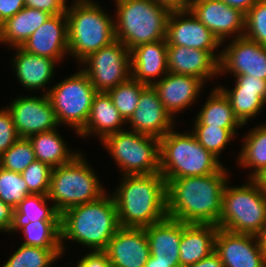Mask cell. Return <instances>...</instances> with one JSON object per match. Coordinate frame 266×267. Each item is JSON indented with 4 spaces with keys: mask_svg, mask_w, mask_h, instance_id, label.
<instances>
[{
    "mask_svg": "<svg viewBox=\"0 0 266 267\" xmlns=\"http://www.w3.org/2000/svg\"><path fill=\"white\" fill-rule=\"evenodd\" d=\"M227 169L194 177L171 179L167 182V216L186 224L219 222L223 190L228 182Z\"/></svg>",
    "mask_w": 266,
    "mask_h": 267,
    "instance_id": "6da1fadb",
    "label": "cell"
},
{
    "mask_svg": "<svg viewBox=\"0 0 266 267\" xmlns=\"http://www.w3.org/2000/svg\"><path fill=\"white\" fill-rule=\"evenodd\" d=\"M113 193L120 227L146 228L167 216V182L161 173L123 175Z\"/></svg>",
    "mask_w": 266,
    "mask_h": 267,
    "instance_id": "7a4b0ae2",
    "label": "cell"
},
{
    "mask_svg": "<svg viewBox=\"0 0 266 267\" xmlns=\"http://www.w3.org/2000/svg\"><path fill=\"white\" fill-rule=\"evenodd\" d=\"M71 207L61 214V248L65 251L64 240H73L91 251H104L110 239L120 228L118 213L111 194Z\"/></svg>",
    "mask_w": 266,
    "mask_h": 267,
    "instance_id": "3957f363",
    "label": "cell"
},
{
    "mask_svg": "<svg viewBox=\"0 0 266 267\" xmlns=\"http://www.w3.org/2000/svg\"><path fill=\"white\" fill-rule=\"evenodd\" d=\"M65 14L68 54L75 56L80 64L90 54L116 40L115 21L93 0H74Z\"/></svg>",
    "mask_w": 266,
    "mask_h": 267,
    "instance_id": "277c9868",
    "label": "cell"
},
{
    "mask_svg": "<svg viewBox=\"0 0 266 267\" xmlns=\"http://www.w3.org/2000/svg\"><path fill=\"white\" fill-rule=\"evenodd\" d=\"M116 40L130 51L140 45L166 39L171 9L153 0H115Z\"/></svg>",
    "mask_w": 266,
    "mask_h": 267,
    "instance_id": "5b68a950",
    "label": "cell"
},
{
    "mask_svg": "<svg viewBox=\"0 0 266 267\" xmlns=\"http://www.w3.org/2000/svg\"><path fill=\"white\" fill-rule=\"evenodd\" d=\"M160 173L171 179L203 176L219 172L223 165L206 150L194 134L170 130L160 139Z\"/></svg>",
    "mask_w": 266,
    "mask_h": 267,
    "instance_id": "8992f818",
    "label": "cell"
},
{
    "mask_svg": "<svg viewBox=\"0 0 266 267\" xmlns=\"http://www.w3.org/2000/svg\"><path fill=\"white\" fill-rule=\"evenodd\" d=\"M266 223V191L256 179L240 187L226 183L222 212L217 226L235 232L258 235Z\"/></svg>",
    "mask_w": 266,
    "mask_h": 267,
    "instance_id": "52a82bcc",
    "label": "cell"
},
{
    "mask_svg": "<svg viewBox=\"0 0 266 267\" xmlns=\"http://www.w3.org/2000/svg\"><path fill=\"white\" fill-rule=\"evenodd\" d=\"M105 194L101 182L81 152L69 163L52 169L48 199L54 202L60 214Z\"/></svg>",
    "mask_w": 266,
    "mask_h": 267,
    "instance_id": "ba28073f",
    "label": "cell"
},
{
    "mask_svg": "<svg viewBox=\"0 0 266 267\" xmlns=\"http://www.w3.org/2000/svg\"><path fill=\"white\" fill-rule=\"evenodd\" d=\"M103 145L123 175H150L160 172V139L123 130L108 135Z\"/></svg>",
    "mask_w": 266,
    "mask_h": 267,
    "instance_id": "9c48e42d",
    "label": "cell"
},
{
    "mask_svg": "<svg viewBox=\"0 0 266 267\" xmlns=\"http://www.w3.org/2000/svg\"><path fill=\"white\" fill-rule=\"evenodd\" d=\"M43 91L55 111L58 124L69 125L78 134L87 123L93 98L97 93L88 75L81 69L54 84L47 92Z\"/></svg>",
    "mask_w": 266,
    "mask_h": 267,
    "instance_id": "30bf717a",
    "label": "cell"
},
{
    "mask_svg": "<svg viewBox=\"0 0 266 267\" xmlns=\"http://www.w3.org/2000/svg\"><path fill=\"white\" fill-rule=\"evenodd\" d=\"M82 70L97 92H107L132 77L130 50L118 40L90 54Z\"/></svg>",
    "mask_w": 266,
    "mask_h": 267,
    "instance_id": "8fae6325",
    "label": "cell"
},
{
    "mask_svg": "<svg viewBox=\"0 0 266 267\" xmlns=\"http://www.w3.org/2000/svg\"><path fill=\"white\" fill-rule=\"evenodd\" d=\"M8 106L6 107L20 138H28L37 133L57 129L59 126L46 93L42 94V97H18Z\"/></svg>",
    "mask_w": 266,
    "mask_h": 267,
    "instance_id": "7c38bea8",
    "label": "cell"
},
{
    "mask_svg": "<svg viewBox=\"0 0 266 267\" xmlns=\"http://www.w3.org/2000/svg\"><path fill=\"white\" fill-rule=\"evenodd\" d=\"M214 251L220 256L224 267H266V255L258 235L218 228Z\"/></svg>",
    "mask_w": 266,
    "mask_h": 267,
    "instance_id": "4fadbf2b",
    "label": "cell"
},
{
    "mask_svg": "<svg viewBox=\"0 0 266 267\" xmlns=\"http://www.w3.org/2000/svg\"><path fill=\"white\" fill-rule=\"evenodd\" d=\"M189 10L224 44V40L235 35L242 37L245 31V14L220 0H190Z\"/></svg>",
    "mask_w": 266,
    "mask_h": 267,
    "instance_id": "5bb4252c",
    "label": "cell"
},
{
    "mask_svg": "<svg viewBox=\"0 0 266 267\" xmlns=\"http://www.w3.org/2000/svg\"><path fill=\"white\" fill-rule=\"evenodd\" d=\"M219 54V74L229 71L233 76L251 75L266 80V46L242 36L232 39Z\"/></svg>",
    "mask_w": 266,
    "mask_h": 267,
    "instance_id": "9a60e30c",
    "label": "cell"
},
{
    "mask_svg": "<svg viewBox=\"0 0 266 267\" xmlns=\"http://www.w3.org/2000/svg\"><path fill=\"white\" fill-rule=\"evenodd\" d=\"M188 16V17H187ZM167 45L215 50L222 43L189 10H172L167 22Z\"/></svg>",
    "mask_w": 266,
    "mask_h": 267,
    "instance_id": "2e32d148",
    "label": "cell"
},
{
    "mask_svg": "<svg viewBox=\"0 0 266 267\" xmlns=\"http://www.w3.org/2000/svg\"><path fill=\"white\" fill-rule=\"evenodd\" d=\"M174 122L153 86H147L141 92L135 112L126 121L131 124V131L159 139L173 129Z\"/></svg>",
    "mask_w": 266,
    "mask_h": 267,
    "instance_id": "e0dca14e",
    "label": "cell"
},
{
    "mask_svg": "<svg viewBox=\"0 0 266 267\" xmlns=\"http://www.w3.org/2000/svg\"><path fill=\"white\" fill-rule=\"evenodd\" d=\"M104 252L112 267H144L151 255L145 228L120 227Z\"/></svg>",
    "mask_w": 266,
    "mask_h": 267,
    "instance_id": "ac0fdd59",
    "label": "cell"
},
{
    "mask_svg": "<svg viewBox=\"0 0 266 267\" xmlns=\"http://www.w3.org/2000/svg\"><path fill=\"white\" fill-rule=\"evenodd\" d=\"M21 48L28 53L56 60L58 63L62 61L69 53L66 14L51 15Z\"/></svg>",
    "mask_w": 266,
    "mask_h": 267,
    "instance_id": "d6986e66",
    "label": "cell"
},
{
    "mask_svg": "<svg viewBox=\"0 0 266 267\" xmlns=\"http://www.w3.org/2000/svg\"><path fill=\"white\" fill-rule=\"evenodd\" d=\"M220 57L213 50L168 45L167 68L168 72L195 76L205 82L219 74Z\"/></svg>",
    "mask_w": 266,
    "mask_h": 267,
    "instance_id": "ffe728a7",
    "label": "cell"
},
{
    "mask_svg": "<svg viewBox=\"0 0 266 267\" xmlns=\"http://www.w3.org/2000/svg\"><path fill=\"white\" fill-rule=\"evenodd\" d=\"M203 85L204 82L195 76L168 72L160 80H154L152 86L165 109L175 117V113L188 108L196 101Z\"/></svg>",
    "mask_w": 266,
    "mask_h": 267,
    "instance_id": "44dd1931",
    "label": "cell"
},
{
    "mask_svg": "<svg viewBox=\"0 0 266 267\" xmlns=\"http://www.w3.org/2000/svg\"><path fill=\"white\" fill-rule=\"evenodd\" d=\"M167 40L143 44L130 51L132 78L152 86L154 78L168 73Z\"/></svg>",
    "mask_w": 266,
    "mask_h": 267,
    "instance_id": "7402d4cb",
    "label": "cell"
},
{
    "mask_svg": "<svg viewBox=\"0 0 266 267\" xmlns=\"http://www.w3.org/2000/svg\"><path fill=\"white\" fill-rule=\"evenodd\" d=\"M218 228L213 224L182 222V238L179 245L180 267L197 263L214 251Z\"/></svg>",
    "mask_w": 266,
    "mask_h": 267,
    "instance_id": "603a6c76",
    "label": "cell"
},
{
    "mask_svg": "<svg viewBox=\"0 0 266 267\" xmlns=\"http://www.w3.org/2000/svg\"><path fill=\"white\" fill-rule=\"evenodd\" d=\"M151 256L162 263H180L182 222L167 217L145 228Z\"/></svg>",
    "mask_w": 266,
    "mask_h": 267,
    "instance_id": "cb8c5ba5",
    "label": "cell"
},
{
    "mask_svg": "<svg viewBox=\"0 0 266 267\" xmlns=\"http://www.w3.org/2000/svg\"><path fill=\"white\" fill-rule=\"evenodd\" d=\"M14 48L16 53L12 65L20 84L28 90L45 89V85L53 79L55 64L58 62L28 53L21 47Z\"/></svg>",
    "mask_w": 266,
    "mask_h": 267,
    "instance_id": "d4e9b609",
    "label": "cell"
},
{
    "mask_svg": "<svg viewBox=\"0 0 266 267\" xmlns=\"http://www.w3.org/2000/svg\"><path fill=\"white\" fill-rule=\"evenodd\" d=\"M125 120L112 103L107 92H97L93 98L90 114L85 127L78 136H88L92 133L103 141L108 135L123 131Z\"/></svg>",
    "mask_w": 266,
    "mask_h": 267,
    "instance_id": "484cf974",
    "label": "cell"
},
{
    "mask_svg": "<svg viewBox=\"0 0 266 267\" xmlns=\"http://www.w3.org/2000/svg\"><path fill=\"white\" fill-rule=\"evenodd\" d=\"M50 16L46 11L24 7L0 25V43L21 47Z\"/></svg>",
    "mask_w": 266,
    "mask_h": 267,
    "instance_id": "4316f807",
    "label": "cell"
},
{
    "mask_svg": "<svg viewBox=\"0 0 266 267\" xmlns=\"http://www.w3.org/2000/svg\"><path fill=\"white\" fill-rule=\"evenodd\" d=\"M58 129L37 133L28 137L32 144L35 158L52 168L72 161L79 153L69 151Z\"/></svg>",
    "mask_w": 266,
    "mask_h": 267,
    "instance_id": "83f0119b",
    "label": "cell"
},
{
    "mask_svg": "<svg viewBox=\"0 0 266 267\" xmlns=\"http://www.w3.org/2000/svg\"><path fill=\"white\" fill-rule=\"evenodd\" d=\"M200 112L197 113L193 125L217 126L221 128H237L244 126L234 115L229 99L217 87H214Z\"/></svg>",
    "mask_w": 266,
    "mask_h": 267,
    "instance_id": "f1b7e54d",
    "label": "cell"
},
{
    "mask_svg": "<svg viewBox=\"0 0 266 267\" xmlns=\"http://www.w3.org/2000/svg\"><path fill=\"white\" fill-rule=\"evenodd\" d=\"M48 195H27L14 209L9 232H17L29 222L37 220H60L61 214L54 205L47 206Z\"/></svg>",
    "mask_w": 266,
    "mask_h": 267,
    "instance_id": "f546056e",
    "label": "cell"
},
{
    "mask_svg": "<svg viewBox=\"0 0 266 267\" xmlns=\"http://www.w3.org/2000/svg\"><path fill=\"white\" fill-rule=\"evenodd\" d=\"M239 165L252 168L249 179H256L266 170V124L253 128L244 137Z\"/></svg>",
    "mask_w": 266,
    "mask_h": 267,
    "instance_id": "4dcf8cb0",
    "label": "cell"
},
{
    "mask_svg": "<svg viewBox=\"0 0 266 267\" xmlns=\"http://www.w3.org/2000/svg\"><path fill=\"white\" fill-rule=\"evenodd\" d=\"M24 233L26 246L61 248L60 220H37L20 229Z\"/></svg>",
    "mask_w": 266,
    "mask_h": 267,
    "instance_id": "1f68e13d",
    "label": "cell"
},
{
    "mask_svg": "<svg viewBox=\"0 0 266 267\" xmlns=\"http://www.w3.org/2000/svg\"><path fill=\"white\" fill-rule=\"evenodd\" d=\"M62 255V248H41L22 244L3 267H51Z\"/></svg>",
    "mask_w": 266,
    "mask_h": 267,
    "instance_id": "d6a6232c",
    "label": "cell"
},
{
    "mask_svg": "<svg viewBox=\"0 0 266 267\" xmlns=\"http://www.w3.org/2000/svg\"><path fill=\"white\" fill-rule=\"evenodd\" d=\"M229 99L234 115L245 125L262 110L265 102L259 97V90L226 89L217 86Z\"/></svg>",
    "mask_w": 266,
    "mask_h": 267,
    "instance_id": "836d02e7",
    "label": "cell"
},
{
    "mask_svg": "<svg viewBox=\"0 0 266 267\" xmlns=\"http://www.w3.org/2000/svg\"><path fill=\"white\" fill-rule=\"evenodd\" d=\"M147 86L131 77L129 80L107 91L112 103L125 121L135 112L140 94Z\"/></svg>",
    "mask_w": 266,
    "mask_h": 267,
    "instance_id": "e575fe53",
    "label": "cell"
},
{
    "mask_svg": "<svg viewBox=\"0 0 266 267\" xmlns=\"http://www.w3.org/2000/svg\"><path fill=\"white\" fill-rule=\"evenodd\" d=\"M237 128H221L217 126L194 125L192 133L197 141L214 156L219 158L221 151L234 138Z\"/></svg>",
    "mask_w": 266,
    "mask_h": 267,
    "instance_id": "d590c367",
    "label": "cell"
},
{
    "mask_svg": "<svg viewBox=\"0 0 266 267\" xmlns=\"http://www.w3.org/2000/svg\"><path fill=\"white\" fill-rule=\"evenodd\" d=\"M36 160L34 150L28 138H19L6 152L0 155V167L22 173Z\"/></svg>",
    "mask_w": 266,
    "mask_h": 267,
    "instance_id": "8d00e7d4",
    "label": "cell"
},
{
    "mask_svg": "<svg viewBox=\"0 0 266 267\" xmlns=\"http://www.w3.org/2000/svg\"><path fill=\"white\" fill-rule=\"evenodd\" d=\"M27 195L30 193L21 173L0 167V199L15 209Z\"/></svg>",
    "mask_w": 266,
    "mask_h": 267,
    "instance_id": "74e56055",
    "label": "cell"
},
{
    "mask_svg": "<svg viewBox=\"0 0 266 267\" xmlns=\"http://www.w3.org/2000/svg\"><path fill=\"white\" fill-rule=\"evenodd\" d=\"M243 36L266 46V0H258L245 14Z\"/></svg>",
    "mask_w": 266,
    "mask_h": 267,
    "instance_id": "f35d334b",
    "label": "cell"
},
{
    "mask_svg": "<svg viewBox=\"0 0 266 267\" xmlns=\"http://www.w3.org/2000/svg\"><path fill=\"white\" fill-rule=\"evenodd\" d=\"M52 167L35 160L22 173L30 194L48 195Z\"/></svg>",
    "mask_w": 266,
    "mask_h": 267,
    "instance_id": "ab89813d",
    "label": "cell"
},
{
    "mask_svg": "<svg viewBox=\"0 0 266 267\" xmlns=\"http://www.w3.org/2000/svg\"><path fill=\"white\" fill-rule=\"evenodd\" d=\"M19 138L9 110L7 108L0 109V155L6 152Z\"/></svg>",
    "mask_w": 266,
    "mask_h": 267,
    "instance_id": "60d3db41",
    "label": "cell"
},
{
    "mask_svg": "<svg viewBox=\"0 0 266 267\" xmlns=\"http://www.w3.org/2000/svg\"><path fill=\"white\" fill-rule=\"evenodd\" d=\"M25 7L48 12L51 15L65 14L67 0H24Z\"/></svg>",
    "mask_w": 266,
    "mask_h": 267,
    "instance_id": "b9f144b4",
    "label": "cell"
},
{
    "mask_svg": "<svg viewBox=\"0 0 266 267\" xmlns=\"http://www.w3.org/2000/svg\"><path fill=\"white\" fill-rule=\"evenodd\" d=\"M233 89L259 90V97L266 102V80L252 77L251 75H236Z\"/></svg>",
    "mask_w": 266,
    "mask_h": 267,
    "instance_id": "7bdbcfd3",
    "label": "cell"
},
{
    "mask_svg": "<svg viewBox=\"0 0 266 267\" xmlns=\"http://www.w3.org/2000/svg\"><path fill=\"white\" fill-rule=\"evenodd\" d=\"M76 267H112L104 251H90L80 259Z\"/></svg>",
    "mask_w": 266,
    "mask_h": 267,
    "instance_id": "ee69618b",
    "label": "cell"
},
{
    "mask_svg": "<svg viewBox=\"0 0 266 267\" xmlns=\"http://www.w3.org/2000/svg\"><path fill=\"white\" fill-rule=\"evenodd\" d=\"M24 7V0H0V25Z\"/></svg>",
    "mask_w": 266,
    "mask_h": 267,
    "instance_id": "f6af8a7d",
    "label": "cell"
},
{
    "mask_svg": "<svg viewBox=\"0 0 266 267\" xmlns=\"http://www.w3.org/2000/svg\"><path fill=\"white\" fill-rule=\"evenodd\" d=\"M13 211L14 208L0 199V231L9 232L13 221Z\"/></svg>",
    "mask_w": 266,
    "mask_h": 267,
    "instance_id": "bcb514c9",
    "label": "cell"
},
{
    "mask_svg": "<svg viewBox=\"0 0 266 267\" xmlns=\"http://www.w3.org/2000/svg\"><path fill=\"white\" fill-rule=\"evenodd\" d=\"M185 267H224L220 256L213 251L209 256L203 258L201 261L185 266Z\"/></svg>",
    "mask_w": 266,
    "mask_h": 267,
    "instance_id": "7dc6e473",
    "label": "cell"
},
{
    "mask_svg": "<svg viewBox=\"0 0 266 267\" xmlns=\"http://www.w3.org/2000/svg\"><path fill=\"white\" fill-rule=\"evenodd\" d=\"M226 5L240 10L242 13L246 14L247 11L258 1V0H220Z\"/></svg>",
    "mask_w": 266,
    "mask_h": 267,
    "instance_id": "c3c4849f",
    "label": "cell"
},
{
    "mask_svg": "<svg viewBox=\"0 0 266 267\" xmlns=\"http://www.w3.org/2000/svg\"><path fill=\"white\" fill-rule=\"evenodd\" d=\"M158 4L169 7L171 10L187 9L190 0H153Z\"/></svg>",
    "mask_w": 266,
    "mask_h": 267,
    "instance_id": "681fc988",
    "label": "cell"
},
{
    "mask_svg": "<svg viewBox=\"0 0 266 267\" xmlns=\"http://www.w3.org/2000/svg\"><path fill=\"white\" fill-rule=\"evenodd\" d=\"M144 267H180V263L157 262V259L150 255Z\"/></svg>",
    "mask_w": 266,
    "mask_h": 267,
    "instance_id": "f907efd6",
    "label": "cell"
},
{
    "mask_svg": "<svg viewBox=\"0 0 266 267\" xmlns=\"http://www.w3.org/2000/svg\"><path fill=\"white\" fill-rule=\"evenodd\" d=\"M258 239L260 242V246L266 255V223H265L262 231L258 234Z\"/></svg>",
    "mask_w": 266,
    "mask_h": 267,
    "instance_id": "816d5d0a",
    "label": "cell"
},
{
    "mask_svg": "<svg viewBox=\"0 0 266 267\" xmlns=\"http://www.w3.org/2000/svg\"><path fill=\"white\" fill-rule=\"evenodd\" d=\"M256 180L259 182L260 186L266 191V170L260 174Z\"/></svg>",
    "mask_w": 266,
    "mask_h": 267,
    "instance_id": "f5cc1de1",
    "label": "cell"
}]
</instances>
